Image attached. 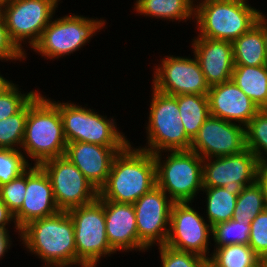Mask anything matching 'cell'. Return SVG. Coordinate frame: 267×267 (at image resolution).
I'll list each match as a JSON object with an SVG mask.
<instances>
[{
	"label": "cell",
	"mask_w": 267,
	"mask_h": 267,
	"mask_svg": "<svg viewBox=\"0 0 267 267\" xmlns=\"http://www.w3.org/2000/svg\"><path fill=\"white\" fill-rule=\"evenodd\" d=\"M30 165L21 150L0 148V186L22 174Z\"/></svg>",
	"instance_id": "d6a6232c"
},
{
	"label": "cell",
	"mask_w": 267,
	"mask_h": 267,
	"mask_svg": "<svg viewBox=\"0 0 267 267\" xmlns=\"http://www.w3.org/2000/svg\"><path fill=\"white\" fill-rule=\"evenodd\" d=\"M206 193V220L214 225L233 218L239 190L232 187H203Z\"/></svg>",
	"instance_id": "d4e9b609"
},
{
	"label": "cell",
	"mask_w": 267,
	"mask_h": 267,
	"mask_svg": "<svg viewBox=\"0 0 267 267\" xmlns=\"http://www.w3.org/2000/svg\"><path fill=\"white\" fill-rule=\"evenodd\" d=\"M147 143L139 149L156 154L164 151L190 150L191 140L182 124L177 96L160 93L152 88Z\"/></svg>",
	"instance_id": "8992f818"
},
{
	"label": "cell",
	"mask_w": 267,
	"mask_h": 267,
	"mask_svg": "<svg viewBox=\"0 0 267 267\" xmlns=\"http://www.w3.org/2000/svg\"><path fill=\"white\" fill-rule=\"evenodd\" d=\"M74 224L77 260L84 267H97L103 257L116 253L106 234L104 200L68 210Z\"/></svg>",
	"instance_id": "30bf717a"
},
{
	"label": "cell",
	"mask_w": 267,
	"mask_h": 267,
	"mask_svg": "<svg viewBox=\"0 0 267 267\" xmlns=\"http://www.w3.org/2000/svg\"><path fill=\"white\" fill-rule=\"evenodd\" d=\"M106 234L115 252L148 249L139 241L134 205L104 200Z\"/></svg>",
	"instance_id": "44dd1931"
},
{
	"label": "cell",
	"mask_w": 267,
	"mask_h": 267,
	"mask_svg": "<svg viewBox=\"0 0 267 267\" xmlns=\"http://www.w3.org/2000/svg\"><path fill=\"white\" fill-rule=\"evenodd\" d=\"M196 0H136L134 11L144 17L187 22L194 19ZM191 18V19H190Z\"/></svg>",
	"instance_id": "7402d4cb"
},
{
	"label": "cell",
	"mask_w": 267,
	"mask_h": 267,
	"mask_svg": "<svg viewBox=\"0 0 267 267\" xmlns=\"http://www.w3.org/2000/svg\"><path fill=\"white\" fill-rule=\"evenodd\" d=\"M14 222V214L8 209L7 205L0 198V228L3 229L6 233H10L7 225Z\"/></svg>",
	"instance_id": "74e56055"
},
{
	"label": "cell",
	"mask_w": 267,
	"mask_h": 267,
	"mask_svg": "<svg viewBox=\"0 0 267 267\" xmlns=\"http://www.w3.org/2000/svg\"><path fill=\"white\" fill-rule=\"evenodd\" d=\"M156 66L153 68L151 83L156 91L170 96L208 94L210 86L195 56L167 55Z\"/></svg>",
	"instance_id": "7c38bea8"
},
{
	"label": "cell",
	"mask_w": 267,
	"mask_h": 267,
	"mask_svg": "<svg viewBox=\"0 0 267 267\" xmlns=\"http://www.w3.org/2000/svg\"><path fill=\"white\" fill-rule=\"evenodd\" d=\"M0 60L2 62L25 60V55L9 39L2 14H0Z\"/></svg>",
	"instance_id": "8d00e7d4"
},
{
	"label": "cell",
	"mask_w": 267,
	"mask_h": 267,
	"mask_svg": "<svg viewBox=\"0 0 267 267\" xmlns=\"http://www.w3.org/2000/svg\"><path fill=\"white\" fill-rule=\"evenodd\" d=\"M26 193V170L17 178L0 186V198L15 214L23 205Z\"/></svg>",
	"instance_id": "d590c367"
},
{
	"label": "cell",
	"mask_w": 267,
	"mask_h": 267,
	"mask_svg": "<svg viewBox=\"0 0 267 267\" xmlns=\"http://www.w3.org/2000/svg\"><path fill=\"white\" fill-rule=\"evenodd\" d=\"M173 204L157 185L133 203L138 239L148 250L166 244Z\"/></svg>",
	"instance_id": "5bb4252c"
},
{
	"label": "cell",
	"mask_w": 267,
	"mask_h": 267,
	"mask_svg": "<svg viewBox=\"0 0 267 267\" xmlns=\"http://www.w3.org/2000/svg\"><path fill=\"white\" fill-rule=\"evenodd\" d=\"M126 146L67 143L65 156L99 189L106 183L114 157Z\"/></svg>",
	"instance_id": "ac0fdd59"
},
{
	"label": "cell",
	"mask_w": 267,
	"mask_h": 267,
	"mask_svg": "<svg viewBox=\"0 0 267 267\" xmlns=\"http://www.w3.org/2000/svg\"><path fill=\"white\" fill-rule=\"evenodd\" d=\"M29 102L16 114L0 120V148L21 150Z\"/></svg>",
	"instance_id": "f546056e"
},
{
	"label": "cell",
	"mask_w": 267,
	"mask_h": 267,
	"mask_svg": "<svg viewBox=\"0 0 267 267\" xmlns=\"http://www.w3.org/2000/svg\"><path fill=\"white\" fill-rule=\"evenodd\" d=\"M211 267H264V262L246 244H230L215 248L210 256Z\"/></svg>",
	"instance_id": "4316f807"
},
{
	"label": "cell",
	"mask_w": 267,
	"mask_h": 267,
	"mask_svg": "<svg viewBox=\"0 0 267 267\" xmlns=\"http://www.w3.org/2000/svg\"><path fill=\"white\" fill-rule=\"evenodd\" d=\"M232 44L235 66L267 65L265 41L257 24L235 39Z\"/></svg>",
	"instance_id": "cb8c5ba5"
},
{
	"label": "cell",
	"mask_w": 267,
	"mask_h": 267,
	"mask_svg": "<svg viewBox=\"0 0 267 267\" xmlns=\"http://www.w3.org/2000/svg\"><path fill=\"white\" fill-rule=\"evenodd\" d=\"M191 206L192 202H174L165 245L210 258L211 252L208 247L212 226L200 215L201 213H198L200 211Z\"/></svg>",
	"instance_id": "4fadbf2b"
},
{
	"label": "cell",
	"mask_w": 267,
	"mask_h": 267,
	"mask_svg": "<svg viewBox=\"0 0 267 267\" xmlns=\"http://www.w3.org/2000/svg\"><path fill=\"white\" fill-rule=\"evenodd\" d=\"M53 188L48 175L39 165L26 169V193L22 207L14 214V232L20 236V229L28 222L48 217L59 212Z\"/></svg>",
	"instance_id": "e0dca14e"
},
{
	"label": "cell",
	"mask_w": 267,
	"mask_h": 267,
	"mask_svg": "<svg viewBox=\"0 0 267 267\" xmlns=\"http://www.w3.org/2000/svg\"><path fill=\"white\" fill-rule=\"evenodd\" d=\"M12 238L9 233H6L3 229L0 228V259L10 250L12 246ZM9 249V250H8Z\"/></svg>",
	"instance_id": "ab89813d"
},
{
	"label": "cell",
	"mask_w": 267,
	"mask_h": 267,
	"mask_svg": "<svg viewBox=\"0 0 267 267\" xmlns=\"http://www.w3.org/2000/svg\"><path fill=\"white\" fill-rule=\"evenodd\" d=\"M246 149L245 127L209 116L191 141L190 150L202 159L234 155Z\"/></svg>",
	"instance_id": "2e32d148"
},
{
	"label": "cell",
	"mask_w": 267,
	"mask_h": 267,
	"mask_svg": "<svg viewBox=\"0 0 267 267\" xmlns=\"http://www.w3.org/2000/svg\"><path fill=\"white\" fill-rule=\"evenodd\" d=\"M51 101L60 110L67 143L84 142L101 146H127L130 143L117 128L116 119H108L106 115L76 103Z\"/></svg>",
	"instance_id": "52a82bcc"
},
{
	"label": "cell",
	"mask_w": 267,
	"mask_h": 267,
	"mask_svg": "<svg viewBox=\"0 0 267 267\" xmlns=\"http://www.w3.org/2000/svg\"><path fill=\"white\" fill-rule=\"evenodd\" d=\"M251 222L235 221L233 219L221 222L212 227L214 248L230 244H246L250 239Z\"/></svg>",
	"instance_id": "4dcf8cb0"
},
{
	"label": "cell",
	"mask_w": 267,
	"mask_h": 267,
	"mask_svg": "<svg viewBox=\"0 0 267 267\" xmlns=\"http://www.w3.org/2000/svg\"><path fill=\"white\" fill-rule=\"evenodd\" d=\"M161 267H209L210 258L195 253L173 249L167 245L158 247Z\"/></svg>",
	"instance_id": "836d02e7"
},
{
	"label": "cell",
	"mask_w": 267,
	"mask_h": 267,
	"mask_svg": "<svg viewBox=\"0 0 267 267\" xmlns=\"http://www.w3.org/2000/svg\"><path fill=\"white\" fill-rule=\"evenodd\" d=\"M246 148L260 163H267V109H260L245 126Z\"/></svg>",
	"instance_id": "f1b7e54d"
},
{
	"label": "cell",
	"mask_w": 267,
	"mask_h": 267,
	"mask_svg": "<svg viewBox=\"0 0 267 267\" xmlns=\"http://www.w3.org/2000/svg\"><path fill=\"white\" fill-rule=\"evenodd\" d=\"M177 102L185 133L192 141L210 116L208 97L199 94L177 95Z\"/></svg>",
	"instance_id": "484cf974"
},
{
	"label": "cell",
	"mask_w": 267,
	"mask_h": 267,
	"mask_svg": "<svg viewBox=\"0 0 267 267\" xmlns=\"http://www.w3.org/2000/svg\"><path fill=\"white\" fill-rule=\"evenodd\" d=\"M266 209L262 187L256 181L254 184L239 189L233 220L252 222V220Z\"/></svg>",
	"instance_id": "83f0119b"
},
{
	"label": "cell",
	"mask_w": 267,
	"mask_h": 267,
	"mask_svg": "<svg viewBox=\"0 0 267 267\" xmlns=\"http://www.w3.org/2000/svg\"><path fill=\"white\" fill-rule=\"evenodd\" d=\"M1 5H2V2L0 1V14H1Z\"/></svg>",
	"instance_id": "7bdbcfd3"
},
{
	"label": "cell",
	"mask_w": 267,
	"mask_h": 267,
	"mask_svg": "<svg viewBox=\"0 0 267 267\" xmlns=\"http://www.w3.org/2000/svg\"><path fill=\"white\" fill-rule=\"evenodd\" d=\"M13 81L0 92V120L18 113L37 93V90L21 93Z\"/></svg>",
	"instance_id": "1f68e13d"
},
{
	"label": "cell",
	"mask_w": 267,
	"mask_h": 267,
	"mask_svg": "<svg viewBox=\"0 0 267 267\" xmlns=\"http://www.w3.org/2000/svg\"><path fill=\"white\" fill-rule=\"evenodd\" d=\"M52 20L31 49L45 59L51 60L70 56L71 53L79 51V48L89 43L96 32H100L106 24L103 18L94 19L75 14L56 19L54 17Z\"/></svg>",
	"instance_id": "ba28073f"
},
{
	"label": "cell",
	"mask_w": 267,
	"mask_h": 267,
	"mask_svg": "<svg viewBox=\"0 0 267 267\" xmlns=\"http://www.w3.org/2000/svg\"><path fill=\"white\" fill-rule=\"evenodd\" d=\"M12 81L4 78L1 74H0V92L6 87L8 86Z\"/></svg>",
	"instance_id": "b9f144b4"
},
{
	"label": "cell",
	"mask_w": 267,
	"mask_h": 267,
	"mask_svg": "<svg viewBox=\"0 0 267 267\" xmlns=\"http://www.w3.org/2000/svg\"><path fill=\"white\" fill-rule=\"evenodd\" d=\"M259 162L248 148L242 152L203 159V187H232L237 190L254 184Z\"/></svg>",
	"instance_id": "9a60e30c"
},
{
	"label": "cell",
	"mask_w": 267,
	"mask_h": 267,
	"mask_svg": "<svg viewBox=\"0 0 267 267\" xmlns=\"http://www.w3.org/2000/svg\"><path fill=\"white\" fill-rule=\"evenodd\" d=\"M27 252L44 262L43 267H84L77 260L74 224L68 211L28 222L20 229Z\"/></svg>",
	"instance_id": "6da1fadb"
},
{
	"label": "cell",
	"mask_w": 267,
	"mask_h": 267,
	"mask_svg": "<svg viewBox=\"0 0 267 267\" xmlns=\"http://www.w3.org/2000/svg\"><path fill=\"white\" fill-rule=\"evenodd\" d=\"M231 80L259 109H267V65L234 66Z\"/></svg>",
	"instance_id": "603a6c76"
},
{
	"label": "cell",
	"mask_w": 267,
	"mask_h": 267,
	"mask_svg": "<svg viewBox=\"0 0 267 267\" xmlns=\"http://www.w3.org/2000/svg\"><path fill=\"white\" fill-rule=\"evenodd\" d=\"M50 99L38 92L29 101L21 151L28 163L27 158L34 161L33 165L64 156L66 152L60 110Z\"/></svg>",
	"instance_id": "3957f363"
},
{
	"label": "cell",
	"mask_w": 267,
	"mask_h": 267,
	"mask_svg": "<svg viewBox=\"0 0 267 267\" xmlns=\"http://www.w3.org/2000/svg\"><path fill=\"white\" fill-rule=\"evenodd\" d=\"M210 115L245 127L260 110L232 80L209 88Z\"/></svg>",
	"instance_id": "ffe728a7"
},
{
	"label": "cell",
	"mask_w": 267,
	"mask_h": 267,
	"mask_svg": "<svg viewBox=\"0 0 267 267\" xmlns=\"http://www.w3.org/2000/svg\"><path fill=\"white\" fill-rule=\"evenodd\" d=\"M256 181L262 187L263 197L267 208V163H260L258 165Z\"/></svg>",
	"instance_id": "f35d334b"
},
{
	"label": "cell",
	"mask_w": 267,
	"mask_h": 267,
	"mask_svg": "<svg viewBox=\"0 0 267 267\" xmlns=\"http://www.w3.org/2000/svg\"><path fill=\"white\" fill-rule=\"evenodd\" d=\"M247 1V2H246ZM248 0H197L194 23L197 37L233 42L256 25L261 10ZM196 20V21H195Z\"/></svg>",
	"instance_id": "277c9868"
},
{
	"label": "cell",
	"mask_w": 267,
	"mask_h": 267,
	"mask_svg": "<svg viewBox=\"0 0 267 267\" xmlns=\"http://www.w3.org/2000/svg\"><path fill=\"white\" fill-rule=\"evenodd\" d=\"M266 17L267 16H265V14H263L262 12H260L256 24L262 30V34H263L264 41H265V51H266V55H267V18Z\"/></svg>",
	"instance_id": "60d3db41"
},
{
	"label": "cell",
	"mask_w": 267,
	"mask_h": 267,
	"mask_svg": "<svg viewBox=\"0 0 267 267\" xmlns=\"http://www.w3.org/2000/svg\"><path fill=\"white\" fill-rule=\"evenodd\" d=\"M48 175L60 211L87 205L98 198L99 191L64 155L39 165Z\"/></svg>",
	"instance_id": "8fae6325"
},
{
	"label": "cell",
	"mask_w": 267,
	"mask_h": 267,
	"mask_svg": "<svg viewBox=\"0 0 267 267\" xmlns=\"http://www.w3.org/2000/svg\"><path fill=\"white\" fill-rule=\"evenodd\" d=\"M157 185L154 154L134 148L131 142L113 159L106 183L98 197L133 204Z\"/></svg>",
	"instance_id": "7a4b0ae2"
},
{
	"label": "cell",
	"mask_w": 267,
	"mask_h": 267,
	"mask_svg": "<svg viewBox=\"0 0 267 267\" xmlns=\"http://www.w3.org/2000/svg\"><path fill=\"white\" fill-rule=\"evenodd\" d=\"M248 245L264 263L267 261V208L252 220Z\"/></svg>",
	"instance_id": "e575fe53"
},
{
	"label": "cell",
	"mask_w": 267,
	"mask_h": 267,
	"mask_svg": "<svg viewBox=\"0 0 267 267\" xmlns=\"http://www.w3.org/2000/svg\"><path fill=\"white\" fill-rule=\"evenodd\" d=\"M60 1L8 0L2 3L1 14L9 39L25 55V59L28 57L22 44L28 42L30 49L33 48L55 16Z\"/></svg>",
	"instance_id": "9c48e42d"
},
{
	"label": "cell",
	"mask_w": 267,
	"mask_h": 267,
	"mask_svg": "<svg viewBox=\"0 0 267 267\" xmlns=\"http://www.w3.org/2000/svg\"><path fill=\"white\" fill-rule=\"evenodd\" d=\"M164 152L167 158L163 152L154 154L157 186L173 202L193 203L203 189V159L192 150Z\"/></svg>",
	"instance_id": "5b68a950"
},
{
	"label": "cell",
	"mask_w": 267,
	"mask_h": 267,
	"mask_svg": "<svg viewBox=\"0 0 267 267\" xmlns=\"http://www.w3.org/2000/svg\"><path fill=\"white\" fill-rule=\"evenodd\" d=\"M191 40L207 84L211 87L230 81L235 66L232 42L196 36Z\"/></svg>",
	"instance_id": "d6986e66"
}]
</instances>
